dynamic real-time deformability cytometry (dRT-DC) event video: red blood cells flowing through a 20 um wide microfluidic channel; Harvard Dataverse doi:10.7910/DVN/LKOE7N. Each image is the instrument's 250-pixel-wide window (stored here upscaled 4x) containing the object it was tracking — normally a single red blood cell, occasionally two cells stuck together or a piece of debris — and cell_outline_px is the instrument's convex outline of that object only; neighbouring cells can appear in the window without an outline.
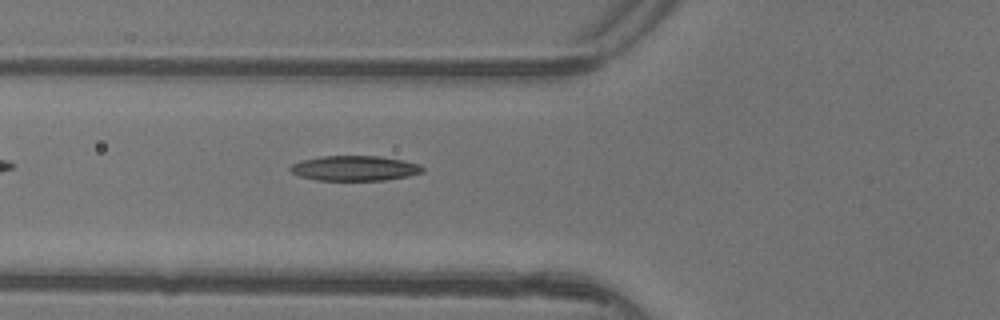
{"species": "common noctule bat (a hibernating species)", "species_latin": "Nyctalus noctula", "temperature_condition": "warm", "stored_images_in_passage": 4, "camera_frame_rate_fps": 3000, "um_per_image_px": 0.085, "animal": {"sex": "female"}, "frame": {"image": 1, "passage_image": 4, "time_ms": 1.0, "image_size_px": [1000, 320], "cell_outline_px": [[424, 172], [408, 176], [384, 180], [316, 180], [300, 176], [292, 172], [288, 168], [292, 164], [304, 160], [324, 156], [380, 156], [404, 160], [420, 164], [424, 168]], "centroid_in_image_um": [30.19, 14.3], "position_along_channel_um": 95.6, "area_um2": 19.25}}